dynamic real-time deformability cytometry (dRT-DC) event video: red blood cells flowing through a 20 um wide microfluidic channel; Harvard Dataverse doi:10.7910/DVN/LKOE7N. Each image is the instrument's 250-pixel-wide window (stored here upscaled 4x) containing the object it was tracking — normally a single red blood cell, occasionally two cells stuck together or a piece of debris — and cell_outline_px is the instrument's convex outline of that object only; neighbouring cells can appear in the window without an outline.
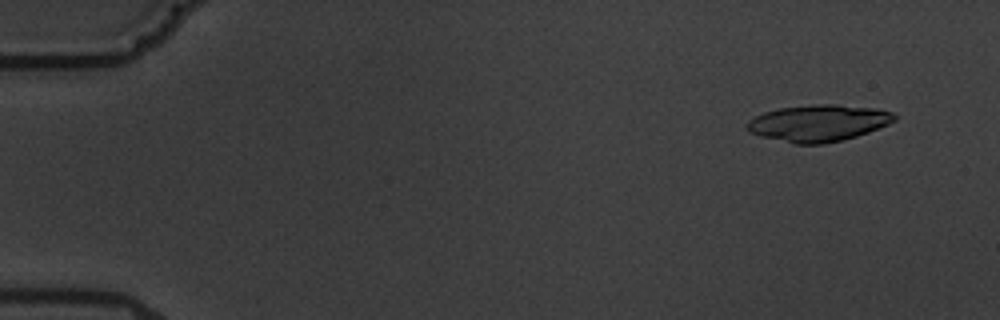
{"species": "common noctule bat (a hibernating species)", "species_latin": "Nyctalus noctula", "temperature_condition": "warm", "stored_images_in_passage": 5, "camera_frame_rate_fps": 3000, "um_per_image_px": 0.085, "animal": {"sex": "male", "body_mass_g": 19.5, "forearm_length_mm": 54.6}, "frame": {"image": 1, "passage_image": 2, "time_ms": 1.333, "image_size_px": [1000, 320], "cell_outline_px": [[896, 120], [888, 124], [868, 132], [844, 140], [824, 144], [796, 144], [760, 136], [748, 132], [748, 120], [764, 112], [780, 108], [816, 104], [836, 104], [876, 108], [892, 112], [896, 116]], "centroid_in_image_um": [69.58, 10.46], "position_along_channel_um": 15.4, "area_um2": 31.44}}